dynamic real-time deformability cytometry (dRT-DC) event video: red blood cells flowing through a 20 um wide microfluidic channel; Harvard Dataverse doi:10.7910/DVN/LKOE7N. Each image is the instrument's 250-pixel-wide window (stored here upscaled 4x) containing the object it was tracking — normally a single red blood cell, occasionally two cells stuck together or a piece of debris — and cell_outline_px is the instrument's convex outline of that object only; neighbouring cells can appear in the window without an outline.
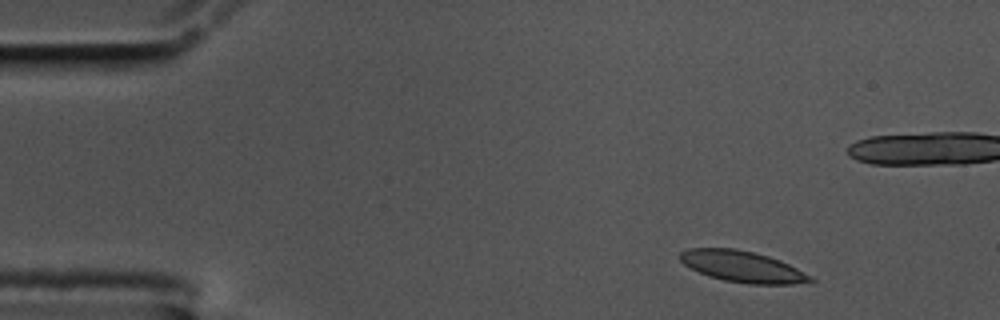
{"species": "common noctule bat (a hibernating species)", "species_latin": "Nyctalus noctula", "temperature_condition": "cold", "stored_images_in_passage": 52, "camera_frame_rate_fps": 3000, "um_per_image_px": 0.085, "animal": {"sex": "male", "body_mass_g": 17.5, "forearm_length_mm": 52.3}, "frame": {"image": 1, "passage_image": 1, "time_ms": 0.0, "image_size_px": [1000, 320], "cell_outline_px": [[816, 280], [792, 284], [748, 284], [724, 280], [708, 276], [684, 264], [680, 260], [680, 252], [688, 248], [736, 248], [768, 256], [780, 260], [812, 276]], "centroid_in_image_um": [63.1, 22.65], "position_along_channel_um": 21.9, "area_um2": 23.52}}
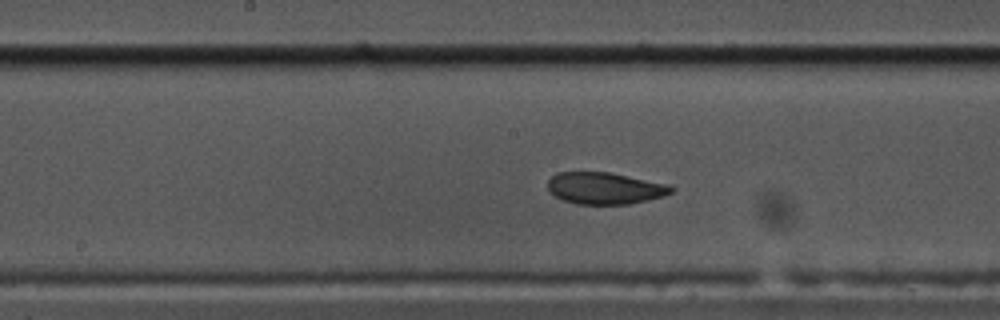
{"frame": {"image": 2, "passage_image": 23, "time_ms": 7.333, "image_size_px": [1000, 320], "cell_outline_px": [[676, 188], [672, 192], [664, 196], [648, 200], [628, 204], [576, 204], [564, 200], [548, 192], [548, 180], [556, 172], [608, 172], [668, 184]], "centroid_in_image_um": [51.41, 16.0], "position_along_channel_um": 196.8, "area_um2": 22.89}}
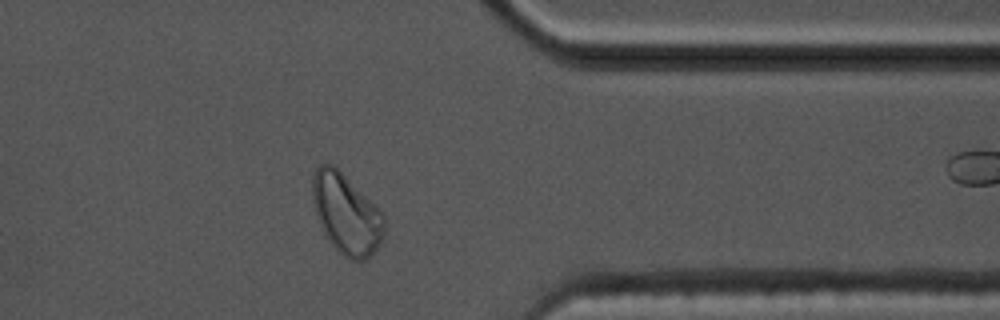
{"frame": {"image": 3, "passage_image": 40, "time_ms": 13.0, "image_size_px": [1000, 320], "cell_outline_px": [[384, 232], [380, 244], [364, 260], [352, 260], [344, 256], [324, 236], [316, 216], [312, 200], [312, 172], [320, 164], [332, 164], [384, 216]], "centroid_in_image_um": [29.37, 18.2], "position_along_channel_um": 382.0, "area_um2": 32.77}, "authors_computed_cell_mechanics": {"area_um2": 24.276, "velocity_mm_per_s": 3.4554, "shape_relaxation_time_tau1_ms": 6.9801, "shape_relaxation_time_tau2_ms": 1.9714, "deformation_change_tau1": 0.1551, "deformation_change_tau2": 0.0467}}